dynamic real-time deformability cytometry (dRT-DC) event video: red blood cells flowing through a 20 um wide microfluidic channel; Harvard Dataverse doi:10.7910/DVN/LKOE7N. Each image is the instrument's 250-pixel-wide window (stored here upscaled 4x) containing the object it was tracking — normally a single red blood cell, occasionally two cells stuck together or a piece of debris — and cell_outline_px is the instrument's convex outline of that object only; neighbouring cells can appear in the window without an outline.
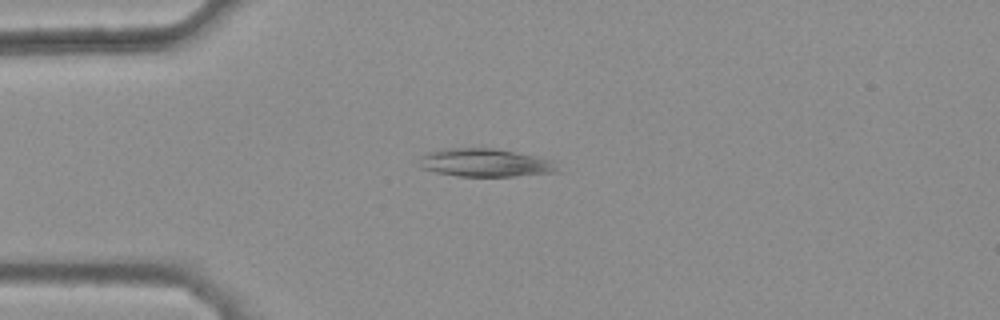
{"species": "common noctule bat (a hibernating species)", "species_latin": "Nyctalus noctula", "temperature_condition": "warm", "stored_images_in_passage": 46, "camera_frame_rate_fps": 3000, "um_per_image_px": 0.085, "animal": {"sex": "female", "body_mass_g": 25.1}, "frame": {"image": 1, "passage_image": 13, "time_ms": 4.0, "image_size_px": [1000, 320], "cell_outline_px": [[560, 172], [516, 176], [456, 176], [436, 172], [424, 168], [420, 164], [424, 156], [428, 152], [444, 148], [496, 148], [536, 156], [552, 160]], "centroid_in_image_um": [41.3, 13.83], "position_along_channel_um": 43.7, "area_um2": 22.48}}
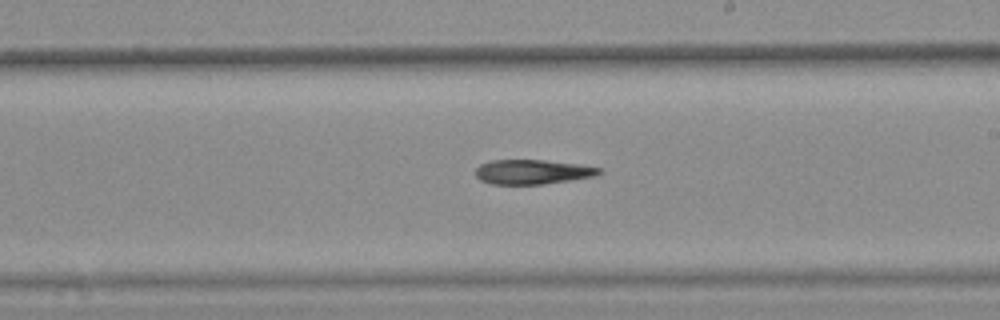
{"frame": {"image": 2, "passage_image": 30, "time_ms": 9.667, "image_size_px": [1000, 320], "cell_outline_px": [[604, 168], [600, 172], [592, 176], [544, 184], [492, 184], [480, 180], [476, 176], [476, 168], [480, 164], [492, 160], [544, 160], [580, 164]], "centroid_in_image_um": [45.24, 14.6], "position_along_channel_um": 243.8, "area_um2": 17.57}}
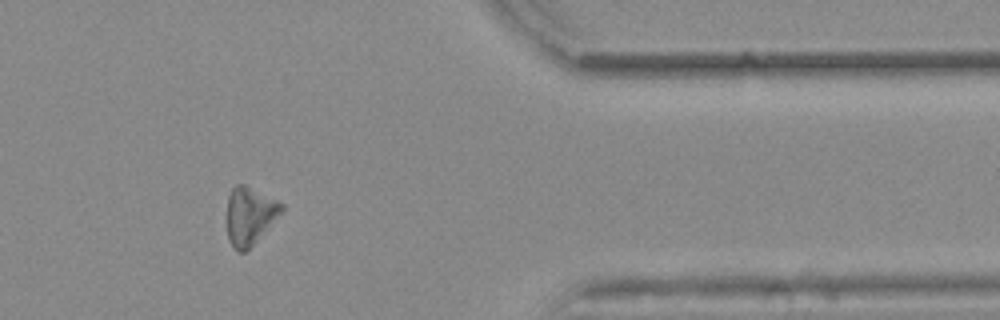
{"frame": {"image": 3, "passage_image": 43, "time_ms": 14.0, "image_size_px": [1000, 320], "cell_outline_px": [[284, 208], [252, 244], [244, 252], [236, 252], [232, 248], [228, 240], [228, 196], [232, 188], [236, 184], [244, 184], [284, 204]], "centroid_in_image_um": [21.19, 18.33], "position_along_channel_um": 390.2, "area_um2": 17.8}}